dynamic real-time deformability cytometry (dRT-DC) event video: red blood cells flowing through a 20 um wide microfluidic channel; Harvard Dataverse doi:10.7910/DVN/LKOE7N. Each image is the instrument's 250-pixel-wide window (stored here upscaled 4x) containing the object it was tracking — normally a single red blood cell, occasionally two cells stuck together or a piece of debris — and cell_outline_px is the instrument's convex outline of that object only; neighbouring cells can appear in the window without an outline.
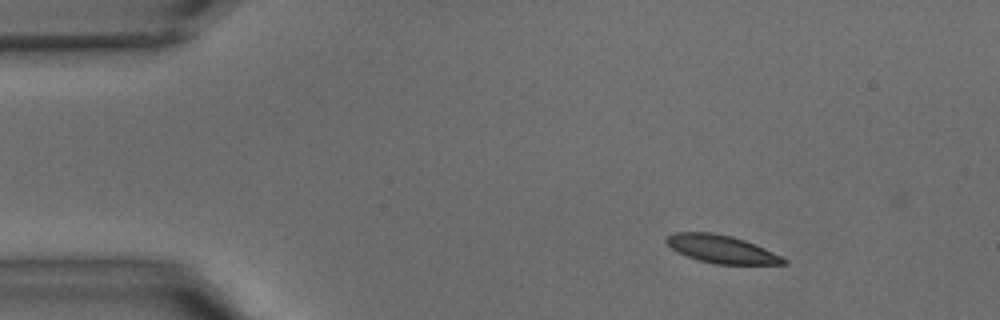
{"species": "common noctule bat (a hibernating species)", "species_latin": "Nyctalus noctula", "temperature_condition": "warm", "stored_images_in_passage": 37, "camera_frame_rate_fps": 3000, "um_per_image_px": 0.085, "animal": {"sex": "male", "body_mass_g": 15.6}, "frame": {"image": 1, "passage_image": 1, "time_ms": 0.0, "image_size_px": [1000, 320], "cell_outline_px": [[788, 264], [716, 264], [700, 260], [688, 256], [672, 248], [664, 240], [672, 232], [712, 232], [732, 236], [744, 240], [764, 248], [788, 260]], "centroid_in_image_um": [61.33, 21.16], "position_along_channel_um": 23.7, "area_um2": 18.79}}
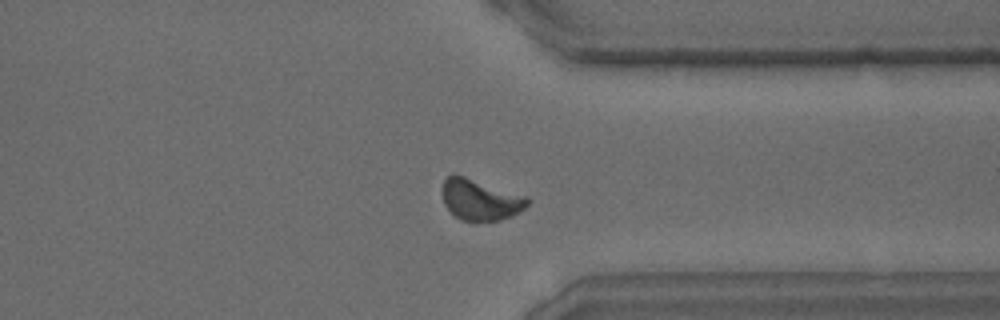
{"frame": {"image": 2, "passage_image": 27, "time_ms": 8.667, "image_size_px": [1000, 320], "cell_outline_px": [[532, 200], [524, 208], [512, 216], [500, 220], [476, 224], [460, 220], [444, 204], [440, 192], [444, 180], [452, 172], [528, 196]], "centroid_in_image_um": [40.81, 16.99], "position_along_channel_um": 370.6, "area_um2": 21.15}}
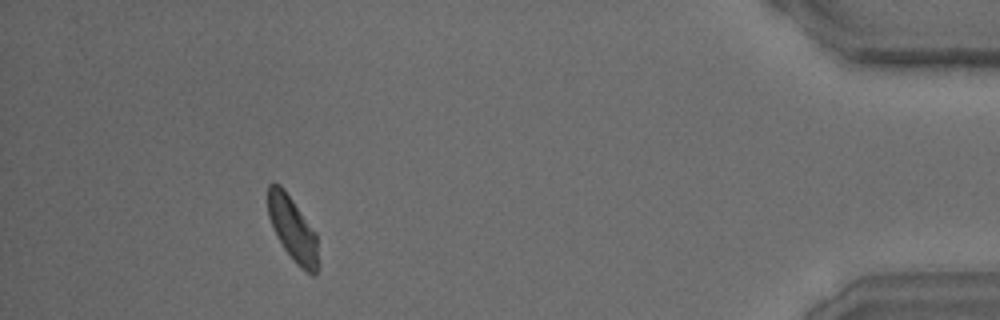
{"frame": {"image": 3, "passage_image": 33, "time_ms": 10.667, "image_size_px": [1000, 320], "cell_outline_px": [[320, 264], [316, 272], [312, 276], [300, 268], [292, 260], [276, 236], [268, 216], [268, 184], [280, 184], [284, 188], [316, 232]], "centroid_in_image_um": [24.91, 19.51], "position_along_channel_um": 410.3, "area_um2": 19.19}}